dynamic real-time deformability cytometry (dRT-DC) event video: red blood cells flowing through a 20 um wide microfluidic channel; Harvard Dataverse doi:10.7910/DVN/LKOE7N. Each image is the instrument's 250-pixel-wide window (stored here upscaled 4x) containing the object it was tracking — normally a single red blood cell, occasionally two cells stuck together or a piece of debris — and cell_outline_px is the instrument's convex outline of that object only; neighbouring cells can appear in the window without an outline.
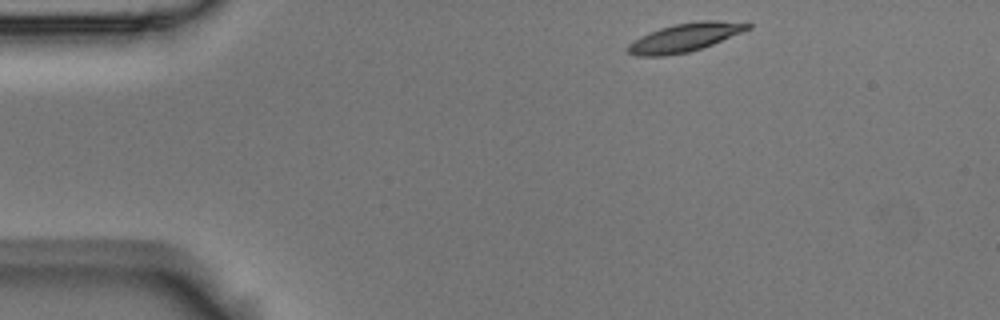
{"species": "Egyptian fruit bat (a non-hibernating species)", "species_latin": "Rousettus aegyptiacus", "temperature_condition": "room temperature", "stored_images_in_passage": 3, "camera_frame_rate_fps": 3000, "um_per_image_px": 0.085, "animal": {"sex": "male"}, "frame": {"image": 1, "passage_image": 1, "time_ms": 0.0, "image_size_px": [1000, 320], "cell_outline_px": [[752, 28], [712, 44], [688, 52], [664, 56], [636, 56], [628, 52], [624, 48], [632, 40], [640, 36], [660, 28], [676, 24], [700, 20], [748, 20], [752, 24]], "centroid_in_image_um": [58.27, 3.16], "position_along_channel_um": 26.7, "area_um2": 20.23}}